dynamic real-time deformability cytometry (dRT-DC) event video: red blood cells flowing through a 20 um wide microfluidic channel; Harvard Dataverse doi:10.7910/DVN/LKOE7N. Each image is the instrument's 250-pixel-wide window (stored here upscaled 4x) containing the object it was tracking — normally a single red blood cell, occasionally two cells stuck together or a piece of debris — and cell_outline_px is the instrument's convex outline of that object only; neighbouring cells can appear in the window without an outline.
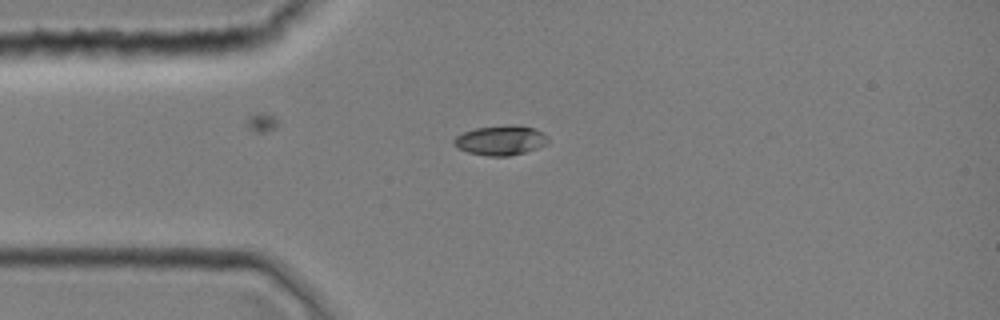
{"species": "common noctule bat (a hibernating species)", "species_latin": "Nyctalus noctula", "temperature_condition": "room temperature", "stored_images_in_passage": 1, "camera_frame_rate_fps": 3000, "um_per_image_px": 0.085, "animal": {"sex": "female", "body_mass_g": 19.0, "forearm_length_mm": 51.5}, "frame": {"image": 1, "passage_image": 1, "time_ms": 0.0, "image_size_px": [1000, 320], "cell_outline_px": [[548, 144], [524, 152], [508, 156], [488, 156], [468, 152], [452, 144], [452, 140], [456, 136], [464, 132], [476, 128], [508, 124], [512, 124], [532, 128], [544, 132], [548, 136]], "centroid_in_image_um": [42.56, 11.92], "position_along_channel_um": 42.4, "area_um2": 16.3}}